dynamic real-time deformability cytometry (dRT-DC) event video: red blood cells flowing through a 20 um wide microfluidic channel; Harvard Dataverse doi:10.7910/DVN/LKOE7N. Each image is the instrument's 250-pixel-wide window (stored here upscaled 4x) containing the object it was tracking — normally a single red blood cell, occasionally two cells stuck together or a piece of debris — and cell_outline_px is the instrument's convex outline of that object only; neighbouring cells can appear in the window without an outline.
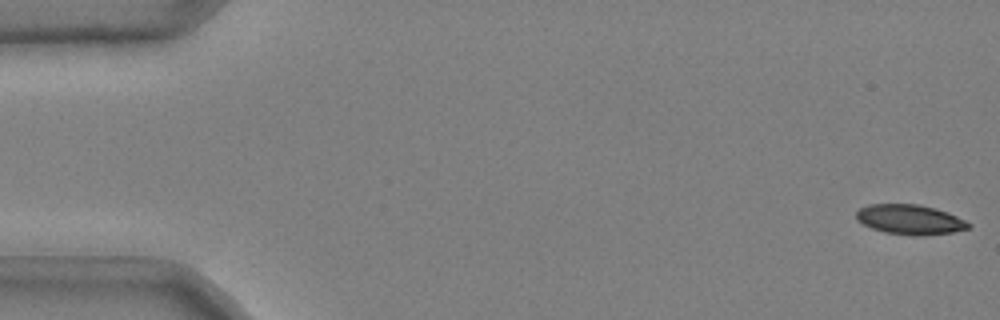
{"species": "common noctule bat (a hibernating species)", "species_latin": "Nyctalus noctula", "temperature_condition": "cold", "stored_images_in_passage": 52, "camera_frame_rate_fps": 3000, "um_per_image_px": 0.085, "animal": {"sex": "male", "body_mass_g": 20.4}, "frame": {"image": 1, "passage_image": 1, "time_ms": 0.0, "image_size_px": [1000, 320], "cell_outline_px": [[972, 228], [952, 232], [924, 236], [912, 236], [884, 232], [872, 228], [856, 220], [856, 212], [860, 208], [868, 204], [920, 204], [936, 208], [948, 212], [972, 224]], "centroid_in_image_um": [77.37, 18.66], "position_along_channel_um": 7.6, "area_um2": 19.77}}
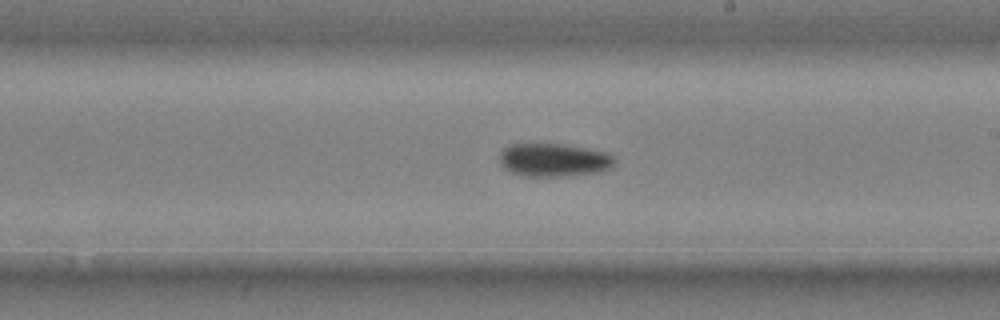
{"frame": {"image": 2, "passage_image": 31, "time_ms": 10.0, "image_size_px": [1000, 320], "cell_outline_px": [[616, 160], [612, 168], [600, 172], [568, 176], [520, 176], [504, 168], [500, 164], [500, 152], [508, 144], [564, 144], [608, 152]], "centroid_in_image_um": [47.09, 13.6], "position_along_channel_um": 241.9, "area_um2": 22.54}}
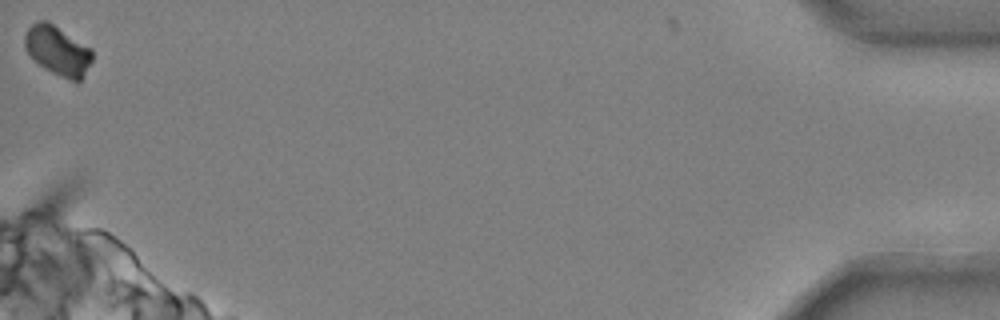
{"frame": {"image": 3, "passage_image": 52, "time_ms": 17.0, "image_size_px": [1000, 320], "cell_outline_px": [[92, 60], [80, 80], [76, 84], [44, 68], [24, 48], [24, 36], [28, 28], [36, 20], [48, 20], [92, 48]], "centroid_in_image_um": [4.91, 4.28], "position_along_channel_um": 430.3, "area_um2": 19.54}, "authors_computed_cell_mechanics": {"area_um2": 21.6172, "velocity_mm_per_s": 3.71, "shape_relaxation_time_tau1_ms": 3.9143, "shape_relaxation_time_tau2_ms": null, "deformation_change_tau1": 0.1131, "deformation_change_tau2": null}}